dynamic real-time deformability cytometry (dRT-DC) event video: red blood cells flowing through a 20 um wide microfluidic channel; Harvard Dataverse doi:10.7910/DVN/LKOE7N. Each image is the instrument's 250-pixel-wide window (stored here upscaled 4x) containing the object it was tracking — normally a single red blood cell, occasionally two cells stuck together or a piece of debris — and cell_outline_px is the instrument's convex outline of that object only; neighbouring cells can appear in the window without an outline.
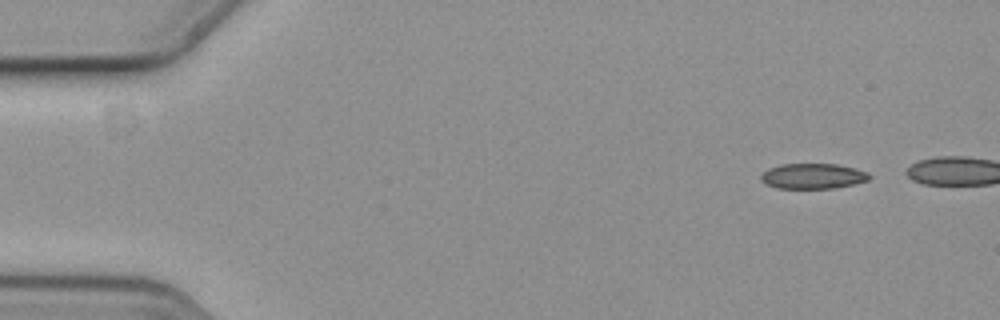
{"species": "common noctule bat (a hibernating species)", "species_latin": "Nyctalus noctula", "temperature_condition": "cold", "stored_images_in_passage": 16, "camera_frame_rate_fps": 3000, "um_per_image_px": 0.085, "animal": {"sex": "female", "body_mass_g": 19.3, "forearm_length_mm": 54.1}, "frame": {"image": 1, "passage_image": 1, "time_ms": 0.0, "image_size_px": [1000, 320], "cell_outline_px": [[872, 176], [868, 180], [852, 184], [832, 188], [776, 188], [760, 180], [760, 176], [768, 168], [780, 164], [836, 164], [856, 168], [868, 172]], "centroid_in_image_um": [69.1, 14.96], "position_along_channel_um": 15.9, "area_um2": 15.95}}
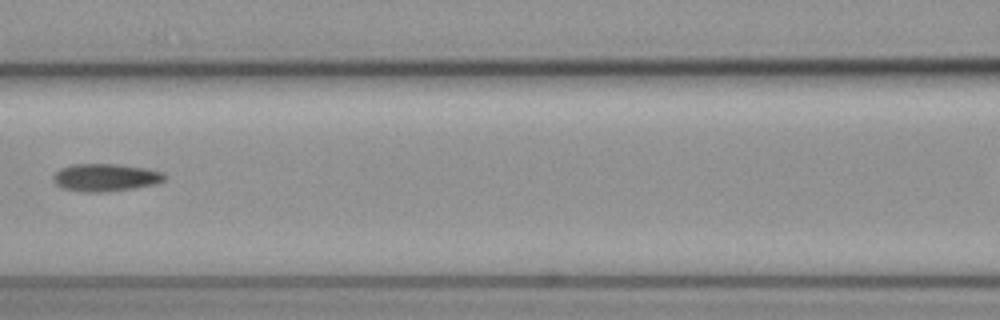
{"frame": {"image": 2, "passage_image": 7, "time_ms": 2.0, "image_size_px": [1000, 320], "cell_outline_px": [[168, 176], [164, 180], [156, 184], [136, 188], [104, 192], [84, 192], [60, 188], [52, 180], [52, 176], [60, 168], [72, 164], [116, 164], [148, 168], [164, 172]], "centroid_in_image_um": [8.98, 15.09], "position_along_channel_um": 157.6, "area_um2": 18.26}}
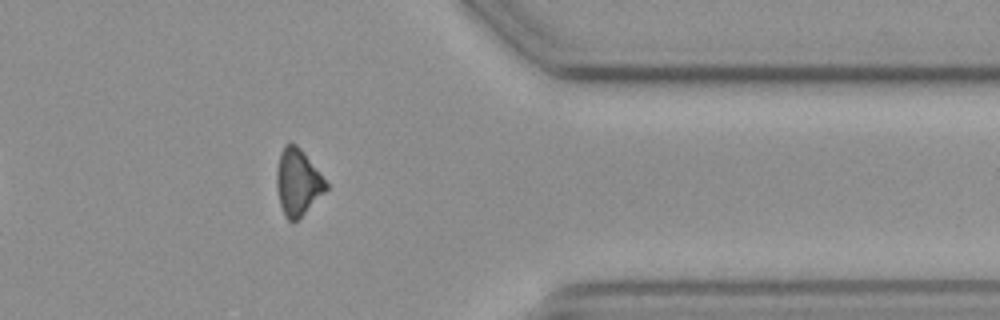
{"frame": {"image": 3, "passage_image": 14, "time_ms": 4.333, "image_size_px": [1000, 320], "cell_outline_px": [[328, 188], [292, 224], [284, 216], [280, 204], [276, 188], [276, 172], [280, 152], [284, 144], [296, 144], [304, 152], [328, 184]], "centroid_in_image_um": [25.27, 15.48], "position_along_channel_um": 386.1, "area_um2": 18.9}}